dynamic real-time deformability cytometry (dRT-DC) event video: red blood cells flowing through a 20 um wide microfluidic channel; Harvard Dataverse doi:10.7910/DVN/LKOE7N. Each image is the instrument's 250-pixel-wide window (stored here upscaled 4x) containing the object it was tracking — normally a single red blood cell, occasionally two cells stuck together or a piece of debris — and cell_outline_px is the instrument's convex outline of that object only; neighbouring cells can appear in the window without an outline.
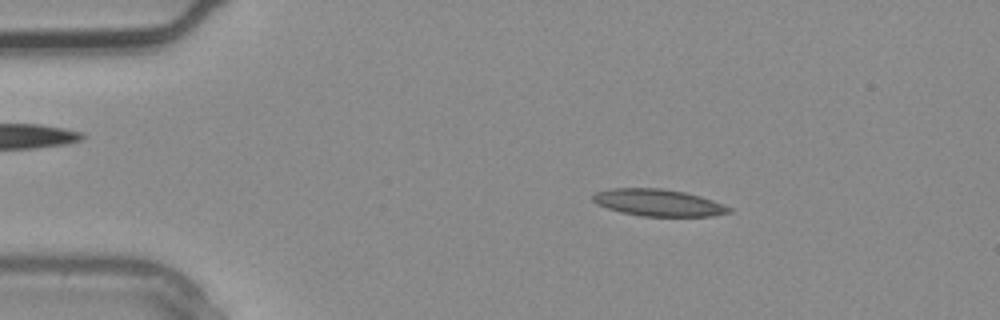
{"species": "common noctule bat (a hibernating species)", "species_latin": "Nyctalus noctula", "temperature_condition": "warm", "stored_images_in_passage": 3, "camera_frame_rate_fps": 3000, "um_per_image_px": 0.085, "animal": {"sex": "male", "body_mass_g": 20.4}, "frame": {"image": 1, "passage_image": 2, "time_ms": 0.333, "image_size_px": [1000, 320], "cell_outline_px": [[732, 212], [712, 216], [640, 216], [620, 212], [596, 204], [592, 200], [592, 196], [596, 192], [608, 188], [660, 188], [684, 192], [700, 196], [724, 204], [732, 208]], "centroid_in_image_um": [55.94, 17.22], "position_along_channel_um": 29.1, "area_um2": 21.44}}